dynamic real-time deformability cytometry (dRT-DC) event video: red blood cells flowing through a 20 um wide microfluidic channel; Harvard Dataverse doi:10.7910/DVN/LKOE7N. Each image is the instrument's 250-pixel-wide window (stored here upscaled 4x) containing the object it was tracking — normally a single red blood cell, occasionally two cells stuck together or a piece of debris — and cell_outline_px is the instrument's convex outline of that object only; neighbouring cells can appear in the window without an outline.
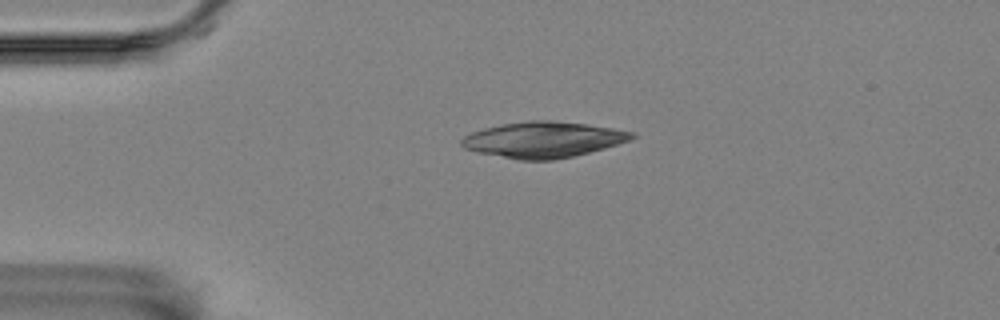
{"species": "Egyptian fruit bat (a non-hibernating species)", "species_latin": "Rousettus aegyptiacus", "temperature_condition": "room temperature", "stored_images_in_passage": 5, "camera_frame_rate_fps": 3000, "um_per_image_px": 0.085, "animal": {"sex": "female"}, "frame": {"image": 1, "passage_image": 4, "time_ms": 1.0, "image_size_px": [1000, 320], "cell_outline_px": [[636, 136], [628, 140], [604, 148], [572, 156], [552, 160], [520, 160], [476, 152], [464, 148], [460, 144], [460, 140], [464, 136], [472, 132], [484, 128], [504, 124], [528, 120], [548, 120], [588, 124], [636, 132]], "centroid_in_image_um": [46.15, 11.87], "position_along_channel_um": 38.9, "area_um2": 35.37}}